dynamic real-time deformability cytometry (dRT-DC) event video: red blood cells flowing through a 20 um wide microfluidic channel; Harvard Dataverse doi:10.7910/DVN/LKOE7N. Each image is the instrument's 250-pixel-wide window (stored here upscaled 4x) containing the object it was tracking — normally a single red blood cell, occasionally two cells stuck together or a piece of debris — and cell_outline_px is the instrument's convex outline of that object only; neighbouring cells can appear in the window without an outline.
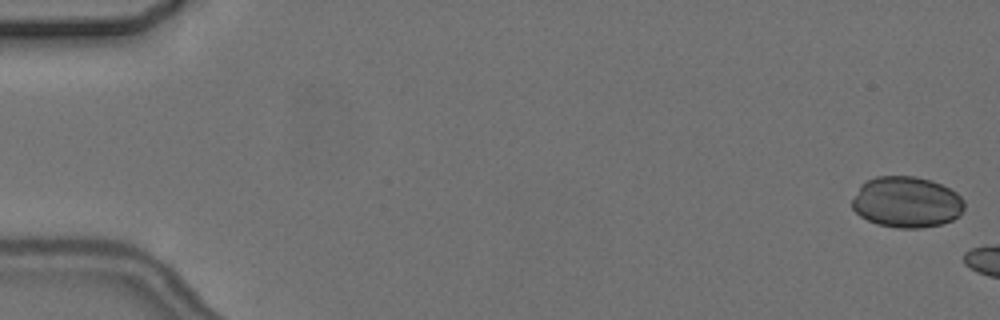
{"species": "common noctule bat (a hibernating species)", "species_latin": "Nyctalus noctula", "temperature_condition": "cold", "stored_images_in_passage": 5, "camera_frame_rate_fps": 3000, "um_per_image_px": 0.085, "animal": {"sex": "female", "body_mass_g": 24.6, "forearm_length_mm": 56.2}, "frame": {"image": 1, "passage_image": 1, "time_ms": 0.0, "image_size_px": [1000, 320], "cell_outline_px": [[964, 208], [952, 220], [940, 224], [920, 228], [896, 228], [876, 224], [860, 216], [852, 208], [852, 200], [860, 184], [876, 176], [916, 176], [940, 184], [956, 192], [964, 200]], "centroid_in_image_um": [77.03, 17.18], "position_along_channel_um": 8.0, "area_um2": 33.29}}